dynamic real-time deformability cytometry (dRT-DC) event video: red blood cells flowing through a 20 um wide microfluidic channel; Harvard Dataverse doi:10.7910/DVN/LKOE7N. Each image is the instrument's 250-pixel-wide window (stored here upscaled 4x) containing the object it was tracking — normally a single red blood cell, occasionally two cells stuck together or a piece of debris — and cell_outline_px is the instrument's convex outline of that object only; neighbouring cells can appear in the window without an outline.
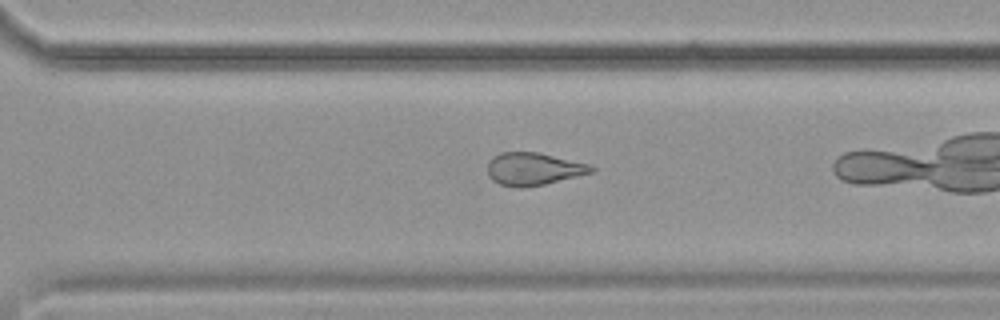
{"species": "common noctule bat (a hibernating species)", "species_latin": "Nyctalus noctula", "temperature_condition": "cold", "stored_images_in_passage": 44, "camera_frame_rate_fps": 3000, "um_per_image_px": 0.085, "animal": {"sex": "female", "body_mass_g": 19.9}, "frame": {"image": 1, "passage_image": 38, "time_ms": 12.333, "image_size_px": [1000, 320], "cell_outline_px": [[596, 168], [592, 172], [544, 184], [520, 188], [500, 184], [492, 180], [488, 176], [488, 160], [492, 156], [500, 152], [540, 152], [588, 164]], "centroid_in_image_um": [45.3, 14.34], "position_along_channel_um": 325.3, "area_um2": 19.65}}